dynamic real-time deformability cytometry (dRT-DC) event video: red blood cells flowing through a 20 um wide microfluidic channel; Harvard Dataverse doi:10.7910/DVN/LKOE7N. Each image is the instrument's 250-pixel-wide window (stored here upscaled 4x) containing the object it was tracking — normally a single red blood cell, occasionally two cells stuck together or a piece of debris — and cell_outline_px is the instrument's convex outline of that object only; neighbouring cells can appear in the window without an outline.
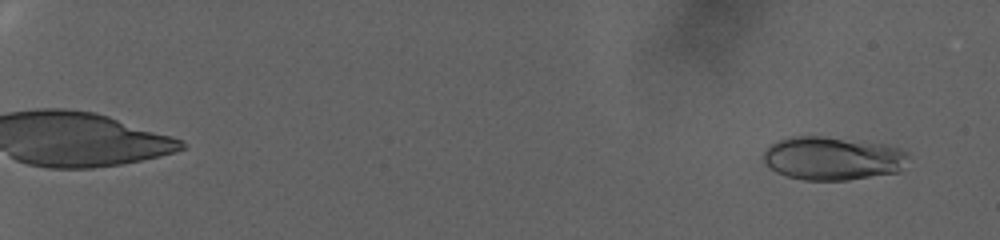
{"species": "human", "species_latin": "Homo sapiens", "temperature_condition": "warm", "stored_images_in_passage": 96, "camera_frame_rate_fps": 3000, "um_per_image_px": 0.085, "donor": {"sex": "female"}, "frame": {"image": 1, "passage_image": 6, "time_ms": 1.667, "image_size_px": [1000, 240], "cell_outline_px": [[908, 156], [900, 172], [848, 180], [804, 180], [788, 176], [776, 172], [764, 160], [764, 152], [776, 140], [788, 136], [824, 136], [884, 144], [908, 152]], "centroid_in_image_um": [70.78, 13.45], "position_along_channel_um": 14.2, "area_um2": 36.53}}
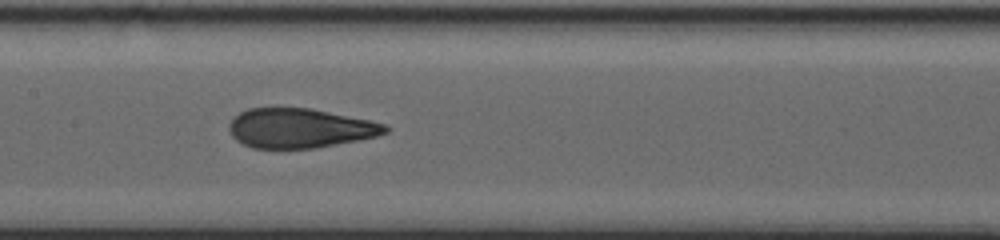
{"frame": {"image": 2, "passage_image": 56, "time_ms": 18.333, "image_size_px": [1000, 240], "cell_outline_px": [[388, 132], [376, 136], [316, 148], [252, 148], [236, 140], [232, 136], [228, 128], [228, 124], [240, 112], [248, 108], [312, 108], [388, 124]], "centroid_in_image_um": [25.48, 10.89], "position_along_channel_um": 181.9, "area_um2": 35.84}}
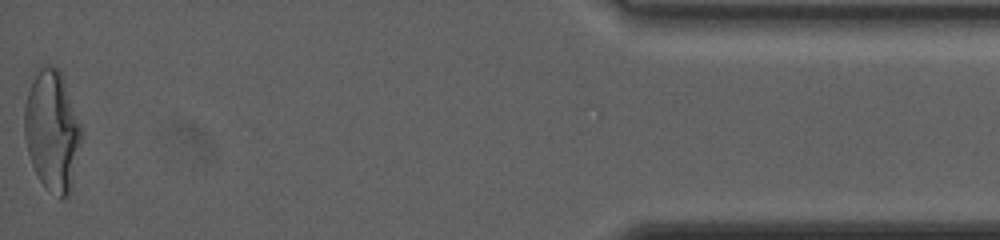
{"frame": {"image": 3, "passage_image": 96, "time_ms": 31.667, "image_size_px": [1000, 240], "cell_outline_px": [[80, 144], [72, 188], [68, 196], [60, 200], [40, 180], [32, 164], [28, 152], [24, 136], [24, 104], [36, 68], [56, 68], [60, 72], [80, 124]], "centroid_in_image_um": [4.41, 11.16], "position_along_channel_um": 430.8, "area_um2": 39.25}, "authors_computed_cell_mechanics": {"area_um2": 36.0961, "velocity_mm_per_s": 2.3485, "shape_relaxation_time_tau1_ms": 10.7722, "shape_relaxation_time_tau2_ms": null, "deformation_change_tau1": 0.2618, "deformation_change_tau2": null}}